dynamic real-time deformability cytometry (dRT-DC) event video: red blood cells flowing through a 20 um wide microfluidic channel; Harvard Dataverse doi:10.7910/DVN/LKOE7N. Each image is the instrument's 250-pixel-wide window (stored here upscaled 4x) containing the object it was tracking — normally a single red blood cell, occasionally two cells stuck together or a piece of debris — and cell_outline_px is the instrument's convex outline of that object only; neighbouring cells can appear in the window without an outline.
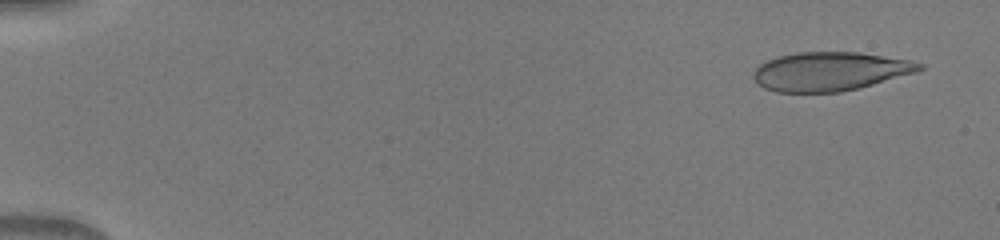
{"species": "human", "species_latin": "Homo sapiens", "temperature_condition": "warm", "stored_images_in_passage": 49, "camera_frame_rate_fps": 3000, "um_per_image_px": 0.085, "donor": {"sex": "male"}, "frame": {"image": 1, "passage_image": 3, "time_ms": 0.667, "image_size_px": [1000, 240], "cell_outline_px": [[924, 68], [916, 72], [872, 84], [840, 92], [776, 92], [764, 88], [756, 84], [752, 76], [756, 68], [760, 64], [768, 60], [780, 56], [796, 52], [860, 52], [912, 60], [924, 64]], "centroid_in_image_um": [70.54, 6.06], "position_along_channel_um": 14.5, "area_um2": 37.51}}
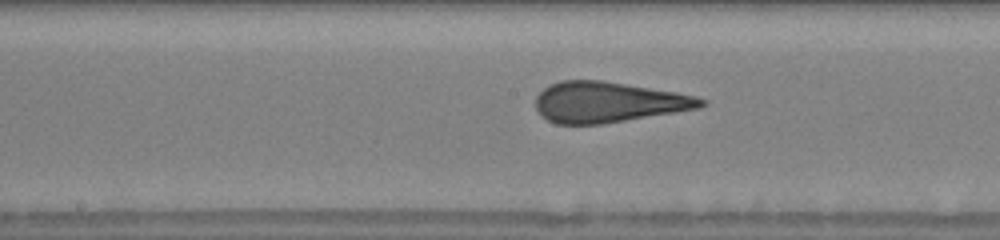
{"frame": {"image": 2, "passage_image": 27, "time_ms": 8.667, "image_size_px": [1000, 240], "cell_outline_px": [[708, 104], [700, 108], [676, 112], [600, 124], [556, 124], [540, 116], [536, 108], [536, 96], [544, 88], [560, 80], [600, 80], [676, 92], [696, 96], [708, 100]], "centroid_in_image_um": [51.7, 8.68], "position_along_channel_um": 196.5, "area_um2": 39.07}}
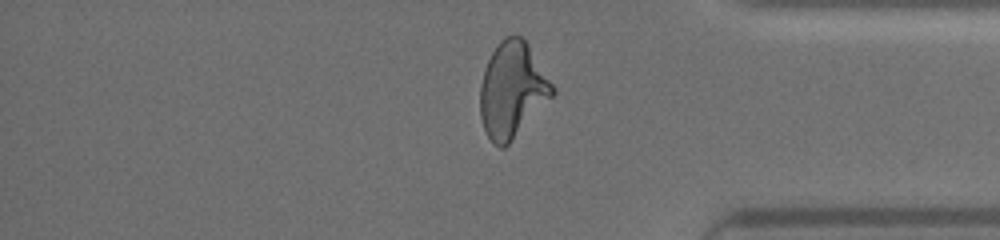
{"frame": {"image": 3, "passage_image": 42, "time_ms": 13.667, "image_size_px": [1000, 240], "cell_outline_px": [[556, 92], [512, 140], [504, 148], [500, 148], [488, 136], [484, 128], [480, 116], [480, 84], [488, 60], [492, 52], [500, 40], [508, 36], [520, 36], [528, 44], [556, 88]], "centroid_in_image_um": [43.55, 7.64], "position_along_channel_um": 391.7, "area_um2": 39.71}}